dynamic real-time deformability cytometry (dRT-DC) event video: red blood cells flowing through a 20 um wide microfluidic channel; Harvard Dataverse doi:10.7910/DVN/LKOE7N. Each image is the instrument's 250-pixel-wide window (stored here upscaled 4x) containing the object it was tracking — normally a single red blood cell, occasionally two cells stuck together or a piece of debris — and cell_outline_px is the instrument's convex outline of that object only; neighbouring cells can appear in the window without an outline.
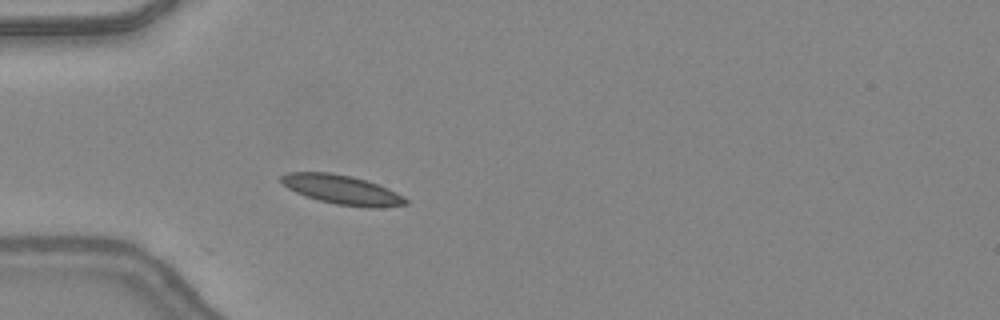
{"species": "common noctule bat (a hibernating species)", "species_latin": "Nyctalus noctula", "temperature_condition": "warm", "stored_images_in_passage": 34, "camera_frame_rate_fps": 3000, "um_per_image_px": 0.085, "animal": {"sex": "female", "body_mass_g": 24.6, "forearm_length_mm": 56.2}, "frame": {"image": 1, "passage_image": 1, "time_ms": 0.0, "image_size_px": [1000, 320], "cell_outline_px": [[408, 204], [376, 208], [368, 208], [336, 204], [304, 196], [288, 188], [280, 180], [280, 176], [288, 172], [332, 172], [352, 176], [388, 188], [404, 196], [408, 200]], "centroid_in_image_um": [29.07, 16.13], "position_along_channel_um": 55.9, "area_um2": 21.21}}
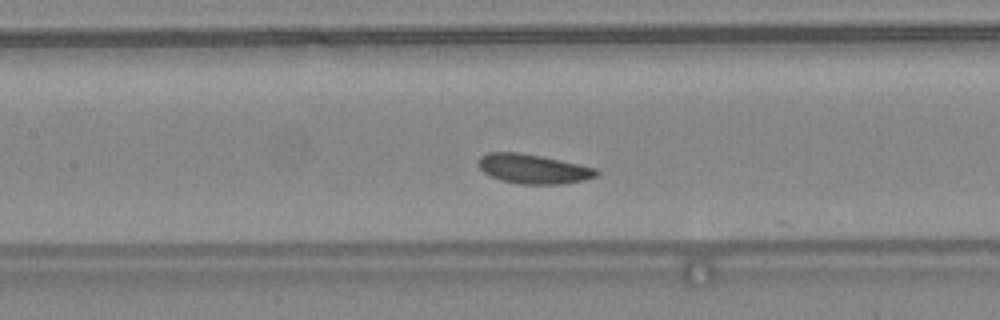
{"frame": {"image": 2, "passage_image": 9, "time_ms": 2.667, "image_size_px": [1000, 320], "cell_outline_px": [[600, 172], [596, 176], [584, 180], [564, 184], [520, 184], [500, 180], [484, 172], [476, 164], [480, 156], [488, 152], [516, 152], [540, 156], [560, 160], [596, 168]], "centroid_in_image_um": [45.31, 14.36], "position_along_channel_um": 162.1, "area_um2": 20.23}}
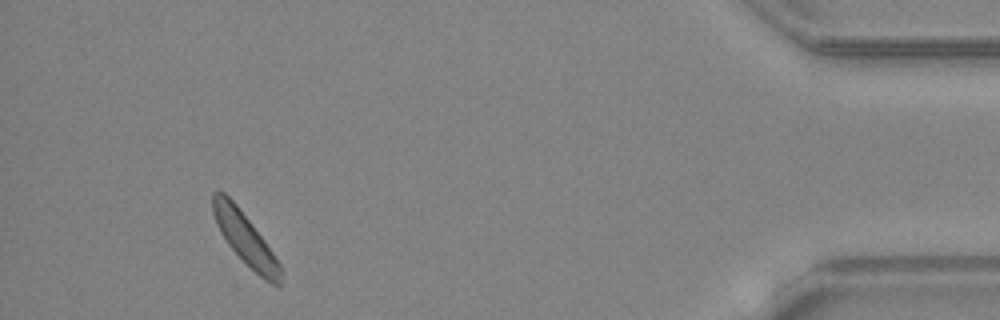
{"frame": {"image": 3, "passage_image": 31, "time_ms": 10.0, "image_size_px": [1000, 320], "cell_outline_px": [[280, 284], [272, 284], [264, 280], [228, 244], [220, 232], [216, 224], [212, 212], [212, 192], [224, 192], [236, 204], [264, 240], [280, 264]], "centroid_in_image_um": [20.79, 20.24], "position_along_channel_um": 414.4, "area_um2": 19.65}, "authors_computed_cell_mechanics": {"area_um2": 20.2589, "velocity_mm_per_s": 4.3071, "shape_relaxation_time_tau1_ms": 1.1766, "shape_relaxation_time_tau2_ms": 7.4828, "deformation_change_tau1": 0.0507, "deformation_change_tau2": 0.1108}}